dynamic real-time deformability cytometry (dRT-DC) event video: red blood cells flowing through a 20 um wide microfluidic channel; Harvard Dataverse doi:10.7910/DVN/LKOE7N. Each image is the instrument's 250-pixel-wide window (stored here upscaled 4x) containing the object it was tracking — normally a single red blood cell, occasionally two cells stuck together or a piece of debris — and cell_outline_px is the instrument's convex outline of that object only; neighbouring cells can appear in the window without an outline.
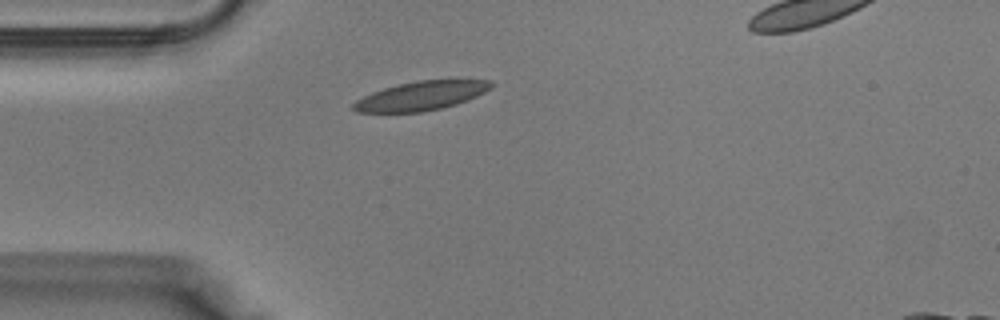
{"species": "Egyptian fruit bat (a non-hibernating species)", "species_latin": "Rousettus aegyptiacus", "temperature_condition": "warm", "stored_images_in_passage": 28, "camera_frame_rate_fps": 3000, "um_per_image_px": 0.085, "animal": {"sex": "male"}, "frame": {"image": 1, "passage_image": 1, "time_ms": 0.0, "image_size_px": [1000, 320], "cell_outline_px": [[496, 84], [492, 88], [468, 100], [456, 104], [440, 108], [420, 112], [356, 112], [352, 108], [352, 104], [356, 100], [372, 92], [384, 88], [400, 84], [420, 80], [492, 80]], "centroid_in_image_um": [35.82, 8.14], "position_along_channel_um": 49.2, "area_um2": 23.12}}
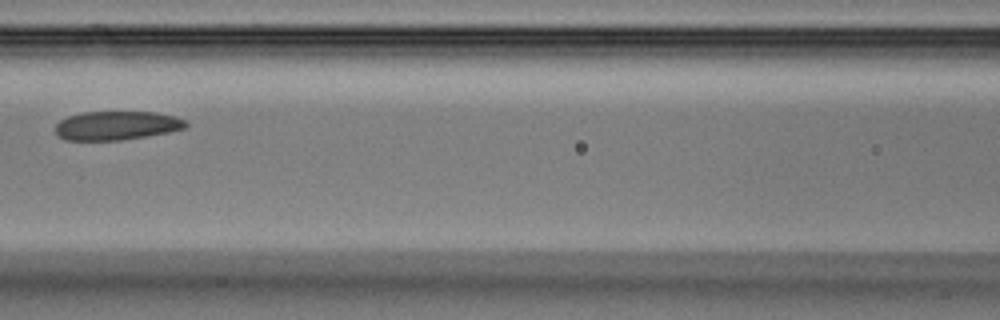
{"frame": {"image": 2, "passage_image": 8, "time_ms": 2.333, "image_size_px": [1000, 320], "cell_outline_px": [[188, 124], [184, 128], [168, 132], [120, 140], [64, 140], [56, 136], [56, 124], [60, 120], [68, 116], [80, 112], [156, 112], [176, 116], [184, 120]], "centroid_in_image_um": [9.87, 10.66], "position_along_channel_um": 156.7, "area_um2": 21.91}}
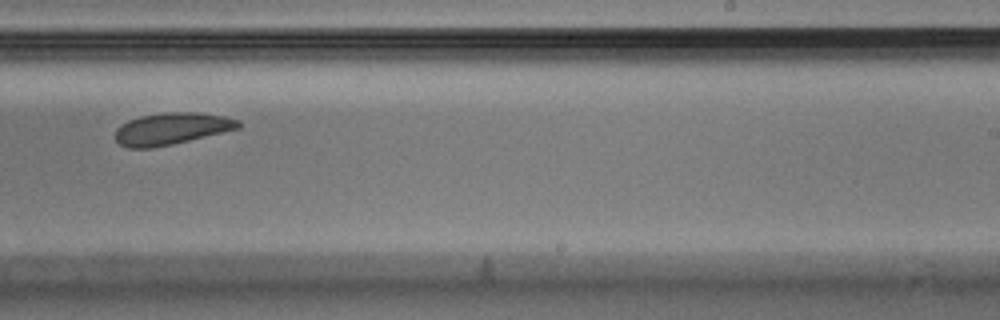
{"frame": {"image": 3, "passage_image": 15, "time_ms": 4.667, "image_size_px": [1000, 320], "cell_outline_px": [[240, 128], [172, 144], [152, 148], [128, 148], [120, 144], [116, 140], [116, 128], [120, 124], [128, 120], [140, 116], [164, 112], [200, 112], [224, 116], [240, 120]], "centroid_in_image_um": [14.57, 10.93], "position_along_channel_um": 274.4, "area_um2": 22.89}}